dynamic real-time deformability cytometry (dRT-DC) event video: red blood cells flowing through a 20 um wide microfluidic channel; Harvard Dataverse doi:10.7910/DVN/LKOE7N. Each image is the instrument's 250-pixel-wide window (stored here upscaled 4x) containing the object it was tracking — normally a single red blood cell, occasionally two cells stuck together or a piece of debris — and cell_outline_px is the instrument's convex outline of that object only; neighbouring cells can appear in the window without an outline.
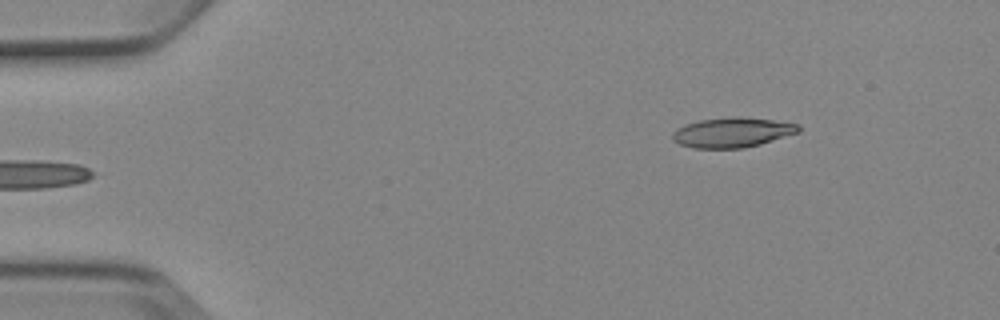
{"species": "Egyptian fruit bat (a non-hibernating species)", "species_latin": "Rousettus aegyptiacus", "temperature_condition": "cold", "stored_images_in_passage": 3, "camera_frame_rate_fps": 3000, "um_per_image_px": 0.085, "animal": {"sex": "female"}, "frame": {"image": 1, "passage_image": 1, "time_ms": 0.0, "image_size_px": [1000, 320], "cell_outline_px": [[800, 132], [760, 144], [744, 148], [692, 148], [680, 144], [672, 140], [672, 132], [676, 128], [700, 120], [732, 116], [740, 116], [772, 120], [800, 124]], "centroid_in_image_um": [62.25, 11.25], "position_along_channel_um": 22.8, "area_um2": 22.02}}